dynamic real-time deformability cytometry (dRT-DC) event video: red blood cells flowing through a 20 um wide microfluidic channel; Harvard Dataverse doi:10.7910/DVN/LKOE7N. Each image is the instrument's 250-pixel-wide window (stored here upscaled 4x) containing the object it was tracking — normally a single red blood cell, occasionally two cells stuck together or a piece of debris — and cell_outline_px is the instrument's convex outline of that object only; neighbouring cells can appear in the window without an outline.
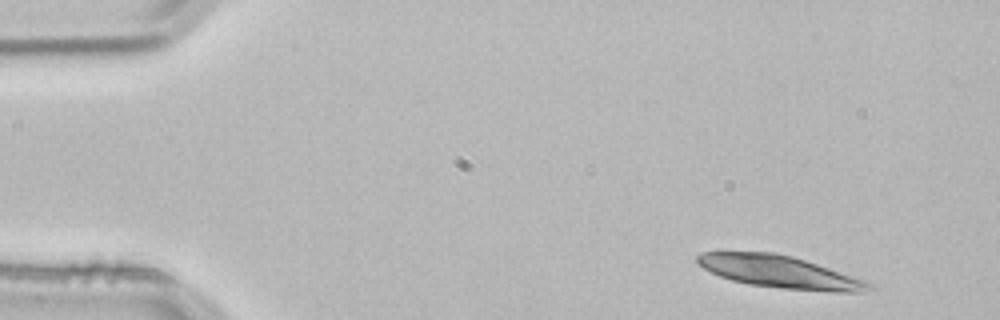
{"species": "common noctule bat (a hibernating species)", "species_latin": "Nyctalus noctula", "temperature_condition": "room temperature", "stored_images_in_passage": 3, "camera_frame_rate_fps": 3000, "um_per_image_px": 0.085, "animal": {"sex": "male", "body_mass_g": 21.5, "forearm_length_mm": 52.0}, "frame": {"image": 1, "passage_image": 1, "time_ms": 0.0, "image_size_px": [1000, 320], "cell_outline_px": [[876, 288], [860, 292], [832, 292], [780, 288], [748, 284], [732, 280], [720, 276], [704, 268], [696, 260], [696, 256], [700, 252], [720, 248], [776, 252], [792, 256], [868, 280]], "centroid_in_image_um": [66.2, 23.05], "position_along_channel_um": 18.8, "area_um2": 33.52}}